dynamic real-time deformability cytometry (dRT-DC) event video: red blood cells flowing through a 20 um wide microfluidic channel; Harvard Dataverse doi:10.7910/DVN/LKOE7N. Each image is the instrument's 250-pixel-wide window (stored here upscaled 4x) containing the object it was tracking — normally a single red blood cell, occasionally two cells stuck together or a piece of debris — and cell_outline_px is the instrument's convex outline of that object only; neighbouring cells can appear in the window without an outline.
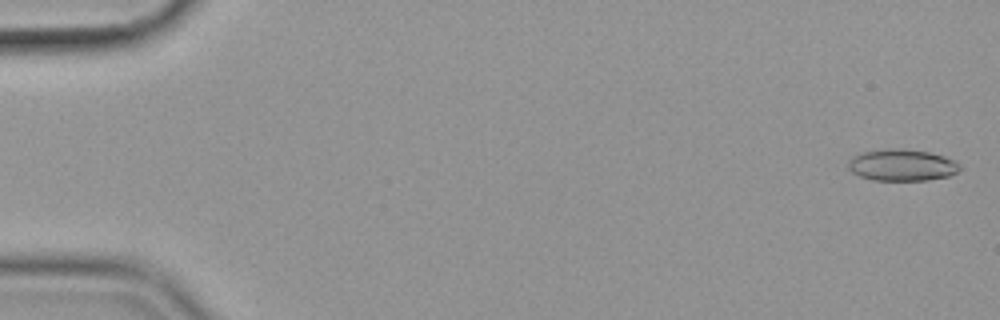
{"species": "common noctule bat (a hibernating species)", "species_latin": "Nyctalus noctula", "temperature_condition": "cold", "stored_images_in_passage": 57, "camera_frame_rate_fps": 3000, "um_per_image_px": 0.085, "animal": {"sex": "female", "body_mass_g": 19.9}, "frame": {"image": 1, "passage_image": 2, "time_ms": 0.333, "image_size_px": [1000, 320], "cell_outline_px": [[960, 168], [956, 172], [948, 176], [928, 180], [872, 180], [860, 176], [852, 172], [848, 168], [848, 160], [852, 156], [864, 152], [896, 148], [904, 148], [928, 152], [944, 156], [956, 160], [960, 164]], "centroid_in_image_um": [76.67, 14.03], "position_along_channel_um": 8.3, "area_um2": 20.58}}
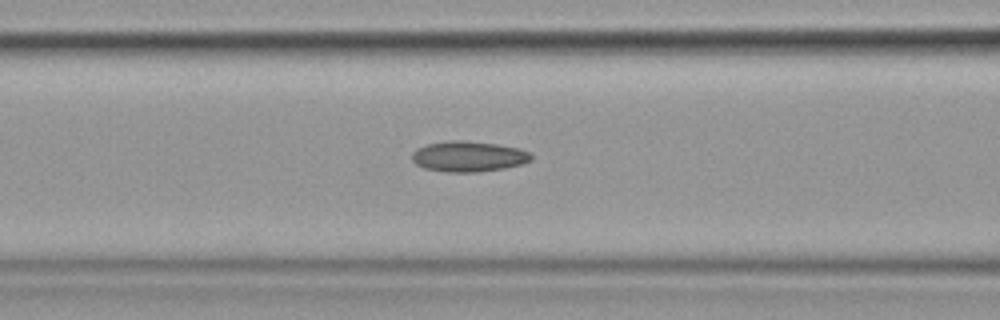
{"frame": {"image": 2, "passage_image": 24, "time_ms": 7.667, "image_size_px": [1000, 320], "cell_outline_px": [[532, 160], [524, 164], [504, 168], [476, 172], [444, 172], [424, 168], [416, 164], [412, 160], [412, 152], [416, 148], [428, 144], [448, 140], [464, 140], [496, 144], [520, 148], [528, 152], [532, 156]], "centroid_in_image_um": [39.81, 13.3], "position_along_channel_um": 126.8, "area_um2": 21.39}}
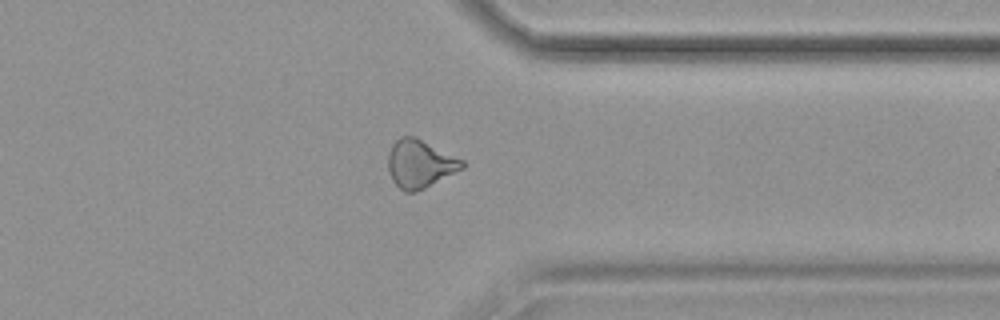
{"frame": {"image": 3, "passage_image": 45, "time_ms": 14.667, "image_size_px": [1000, 320], "cell_outline_px": [[464, 168], [416, 192], [404, 192], [392, 180], [388, 172], [388, 156], [392, 144], [400, 136], [416, 136], [464, 160]], "centroid_in_image_um": [35.68, 13.91], "position_along_channel_um": 375.7, "area_um2": 20.81}, "authors_computed_cell_mechanics": {"area_um2": 20.6924, "velocity_mm_per_s": 3.5929, "shape_relaxation_time_tau1_ms": null, "shape_relaxation_time_tau2_ms": 4.711, "deformation_change_tau1": null, "deformation_change_tau2": 0.1289}}